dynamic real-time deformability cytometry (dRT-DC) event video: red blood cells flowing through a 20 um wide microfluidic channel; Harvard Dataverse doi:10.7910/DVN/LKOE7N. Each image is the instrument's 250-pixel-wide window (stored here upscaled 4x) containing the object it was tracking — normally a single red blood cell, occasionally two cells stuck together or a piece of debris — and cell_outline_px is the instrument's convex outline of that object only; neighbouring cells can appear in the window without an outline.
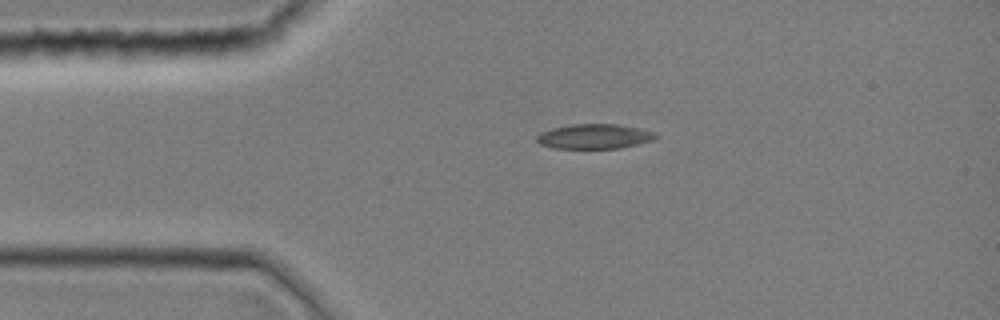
{"species": "common noctule bat (a hibernating species)", "species_latin": "Nyctalus noctula", "temperature_condition": "room temperature", "stored_images_in_passage": 35, "camera_frame_rate_fps": 3000, "um_per_image_px": 0.085, "animal": {"sex": "female", "body_mass_g": 19.0, "forearm_length_mm": 51.5}, "frame": {"image": 1, "passage_image": 1, "time_ms": 0.0, "image_size_px": [1000, 320], "cell_outline_px": [[660, 136], [656, 140], [620, 148], [552, 148], [540, 144], [536, 140], [536, 136], [540, 132], [552, 128], [568, 124], [616, 124], [636, 128], [652, 132]], "centroid_in_image_um": [50.5, 11.6], "position_along_channel_um": 34.5, "area_um2": 17.22}}
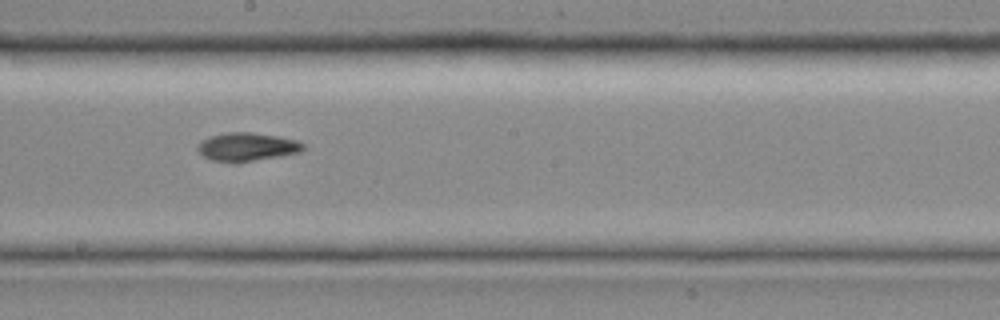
{"frame": {"image": 2, "passage_image": 16, "time_ms": 5.0, "image_size_px": [1000, 320], "cell_outline_px": [[308, 148], [300, 152], [236, 164], [232, 164], [212, 160], [204, 156], [196, 148], [196, 144], [200, 140], [208, 136], [228, 132], [252, 132], [276, 136], [296, 140], [304, 144]], "centroid_in_image_um": [20.96, 12.49], "position_along_channel_um": 227.2, "area_um2": 17.86}}
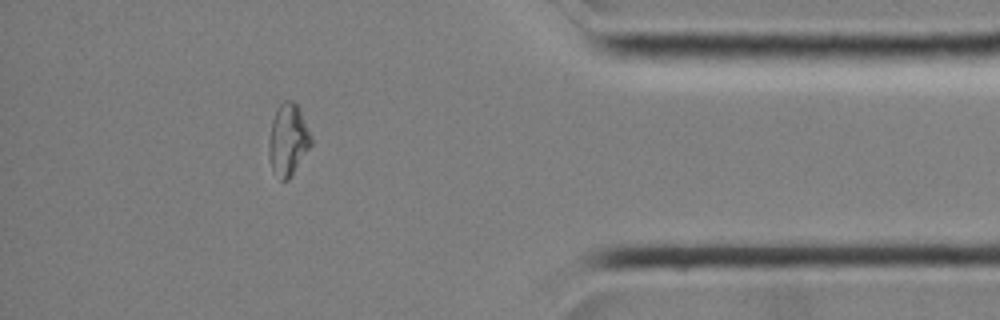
{"frame": {"image": 3, "passage_image": 30, "time_ms": 9.667, "image_size_px": [1000, 320], "cell_outline_px": [[312, 144], [288, 180], [280, 180], [272, 172], [268, 156], [268, 140], [272, 120], [280, 104], [284, 100], [292, 100], [300, 108], [312, 136]], "centroid_in_image_um": [24.47, 11.89], "position_along_channel_um": 410.7, "area_um2": 17.86}}